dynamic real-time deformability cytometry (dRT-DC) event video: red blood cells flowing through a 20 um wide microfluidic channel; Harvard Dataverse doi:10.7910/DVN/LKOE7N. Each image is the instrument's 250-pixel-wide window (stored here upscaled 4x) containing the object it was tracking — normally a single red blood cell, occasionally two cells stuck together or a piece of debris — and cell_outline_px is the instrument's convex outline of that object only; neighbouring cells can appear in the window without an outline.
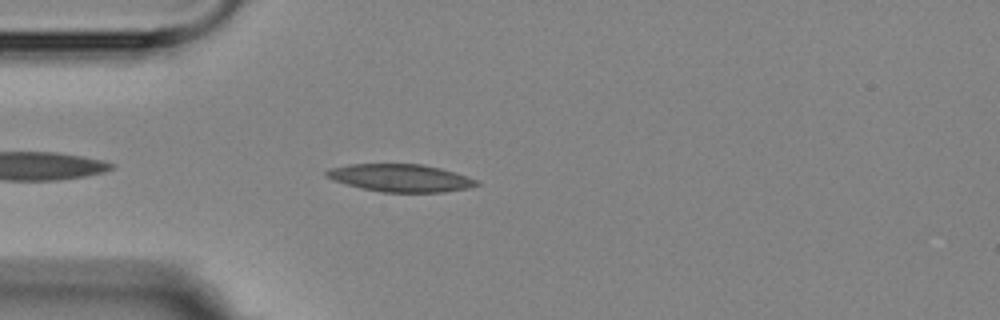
{"species": "Egyptian fruit bat (a non-hibernating species)", "species_latin": "Rousettus aegyptiacus", "temperature_condition": "room temperature", "stored_images_in_passage": 3, "camera_frame_rate_fps": 3000, "um_per_image_px": 0.085, "animal": {"sex": "female"}, "frame": {"image": 1, "passage_image": 3, "time_ms": 2.0, "image_size_px": [1000, 320], "cell_outline_px": [[480, 184], [468, 188], [444, 192], [384, 192], [360, 188], [332, 180], [324, 176], [324, 172], [328, 168], [348, 164], [420, 164], [440, 168], [456, 172], [468, 176], [476, 180]], "centroid_in_image_um": [34.0, 15.12], "position_along_channel_um": 51.0, "area_um2": 24.28}}